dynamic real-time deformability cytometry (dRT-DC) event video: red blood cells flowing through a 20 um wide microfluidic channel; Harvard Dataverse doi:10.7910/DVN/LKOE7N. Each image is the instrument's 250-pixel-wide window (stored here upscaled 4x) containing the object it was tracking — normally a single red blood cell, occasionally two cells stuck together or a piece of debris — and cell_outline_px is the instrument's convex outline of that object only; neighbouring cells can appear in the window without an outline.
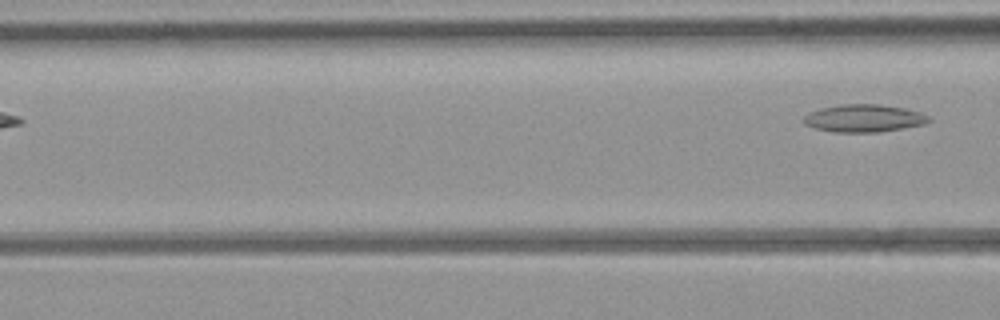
{"species": "common noctule bat (a hibernating species)", "species_latin": "Nyctalus noctula", "temperature_condition": "room temperature", "stored_images_in_passage": 8, "camera_frame_rate_fps": 3000, "um_per_image_px": 0.085, "animal": {"sex": "female", "body_mass_g": 21.9}, "frame": {"image": 1, "passage_image": 8, "time_ms": 9.0, "image_size_px": [1000, 320], "cell_outline_px": [[932, 120], [924, 124], [880, 132], [836, 132], [816, 128], [804, 124], [804, 116], [808, 112], [820, 108], [844, 104], [880, 104], [904, 108], [920, 112], [928, 116]], "centroid_in_image_um": [73.43, 10.05], "position_along_channel_um": 93.2, "area_um2": 20.06}}